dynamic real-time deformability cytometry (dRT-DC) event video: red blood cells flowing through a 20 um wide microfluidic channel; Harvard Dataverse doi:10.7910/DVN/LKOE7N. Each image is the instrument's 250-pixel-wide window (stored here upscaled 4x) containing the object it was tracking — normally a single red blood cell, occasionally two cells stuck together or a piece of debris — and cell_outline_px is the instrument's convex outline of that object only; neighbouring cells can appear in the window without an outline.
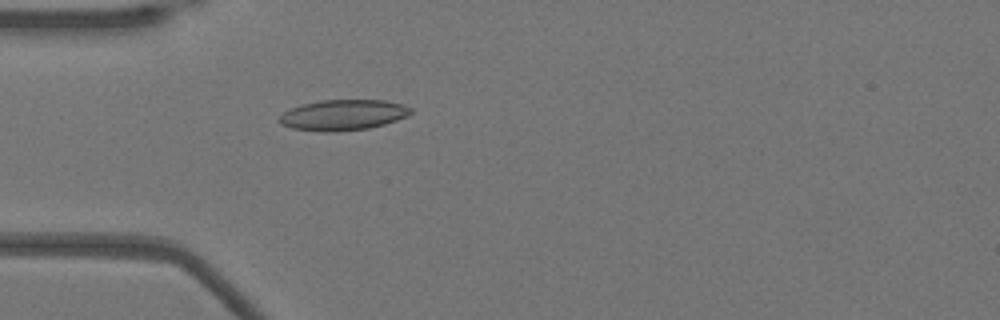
{"species": "Egyptian fruit bat (a non-hibernating species)", "species_latin": "Rousettus aegyptiacus", "temperature_condition": "warm", "stored_images_in_passage": 41, "camera_frame_rate_fps": 3000, "um_per_image_px": 0.085, "animal": {"sex": "female"}, "frame": {"image": 1, "passage_image": 4, "time_ms": 1.0, "image_size_px": [1000, 320], "cell_outline_px": [[412, 112], [408, 116], [384, 124], [368, 128], [336, 132], [324, 132], [292, 128], [280, 124], [276, 120], [284, 112], [300, 104], [320, 100], [384, 100], [404, 104], [412, 108]], "centroid_in_image_um": [29.15, 9.77], "position_along_channel_um": 55.8, "area_um2": 23.64}}
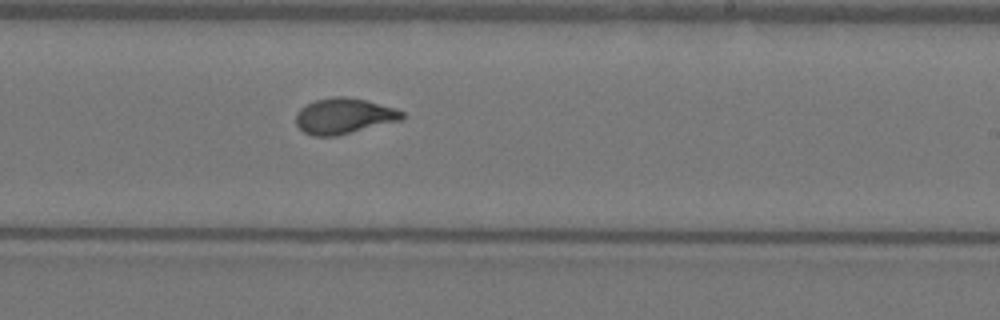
{"frame": {"image": 2, "passage_image": 20, "time_ms": 6.333, "image_size_px": [1000, 320], "cell_outline_px": [[404, 116], [400, 120], [336, 136], [312, 136], [304, 132], [296, 124], [296, 112], [304, 104], [316, 100], [332, 96], [348, 96], [396, 108], [404, 112]], "centroid_in_image_um": [29.19, 9.85], "position_along_channel_um": 259.8, "area_um2": 22.08}}
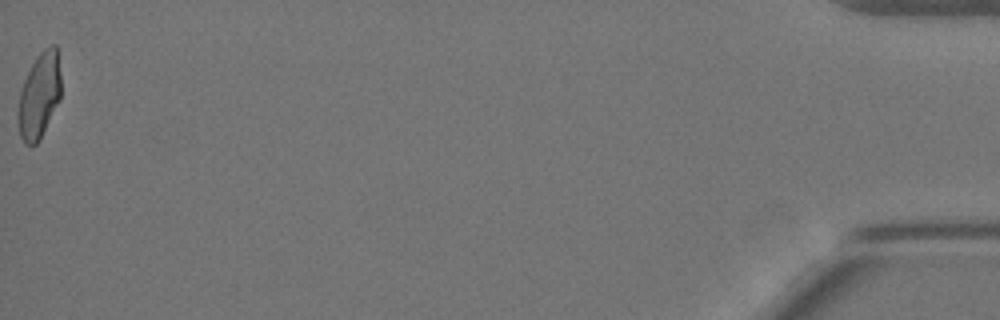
{"frame": {"image": 3, "passage_image": 41, "time_ms": 13.333, "image_size_px": [1000, 320], "cell_outline_px": [[60, 100], [40, 140], [36, 144], [24, 144], [20, 136], [16, 120], [16, 112], [20, 88], [36, 56], [44, 48], [52, 44], [56, 44], [60, 72]], "centroid_in_image_um": [3.31, 8.15], "position_along_channel_um": 431.9, "area_um2": 21.85}, "authors_computed_cell_mechanics": {"area_um2": 21.9062, "velocity_mm_per_s": 3.9015, "shape_relaxation_time_tau1_ms": 6.9305, "shape_relaxation_time_tau2_ms": 0.8515, "deformation_change_tau1": 0.2013, "deformation_change_tau2": 0.0534}}